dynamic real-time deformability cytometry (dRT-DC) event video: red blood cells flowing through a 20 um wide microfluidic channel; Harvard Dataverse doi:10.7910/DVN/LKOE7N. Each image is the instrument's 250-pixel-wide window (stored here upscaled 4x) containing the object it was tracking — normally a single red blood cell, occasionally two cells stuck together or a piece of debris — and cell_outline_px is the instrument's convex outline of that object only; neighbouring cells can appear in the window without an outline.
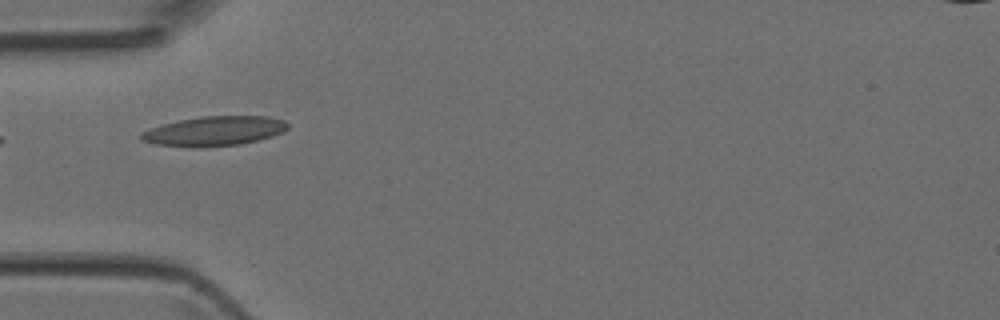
{"species": "Egyptian fruit bat (a non-hibernating species)", "species_latin": "Rousettus aegyptiacus", "temperature_condition": "room temperature", "stored_images_in_passage": 5, "camera_frame_rate_fps": 3000, "um_per_image_px": 0.085, "animal": {"sex": "female"}, "frame": {"image": 1, "passage_image": 5, "time_ms": 1.333, "image_size_px": [1000, 320], "cell_outline_px": [[288, 128], [284, 132], [272, 136], [240, 144], [204, 148], [192, 148], [156, 144], [140, 140], [140, 132], [164, 124], [180, 120], [200, 116], [268, 116], [284, 120], [288, 124]], "centroid_in_image_um": [18.21, 11.15], "position_along_channel_um": 66.8, "area_um2": 25.43}}